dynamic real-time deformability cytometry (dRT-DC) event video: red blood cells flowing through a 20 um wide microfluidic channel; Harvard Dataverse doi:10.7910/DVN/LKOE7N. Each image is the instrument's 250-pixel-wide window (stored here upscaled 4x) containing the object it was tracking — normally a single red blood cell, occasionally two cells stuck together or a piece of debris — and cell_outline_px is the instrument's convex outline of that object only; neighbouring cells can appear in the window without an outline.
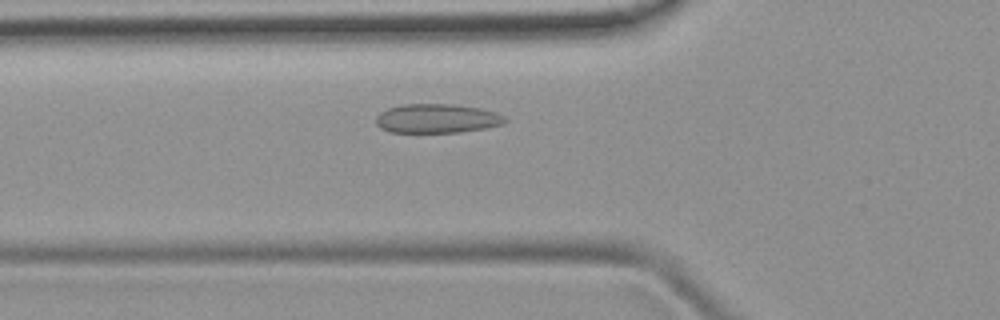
{"species": "common noctule bat (a hibernating species)", "species_latin": "Nyctalus noctula", "temperature_condition": "room temperature", "stored_images_in_passage": 34, "camera_frame_rate_fps": 3000, "um_per_image_px": 0.085, "animal": {"sex": "female", "body_mass_g": 19.9}, "frame": {"image": 1, "passage_image": 11, "time_ms": 3.333, "image_size_px": [1000, 320], "cell_outline_px": [[508, 120], [500, 124], [484, 128], [460, 132], [392, 132], [380, 128], [376, 124], [376, 116], [380, 112], [388, 108], [400, 104], [452, 104], [480, 108], [496, 112], [504, 116]], "centroid_in_image_um": [37.11, 10.06], "position_along_channel_um": 88.7, "area_um2": 21.85}}
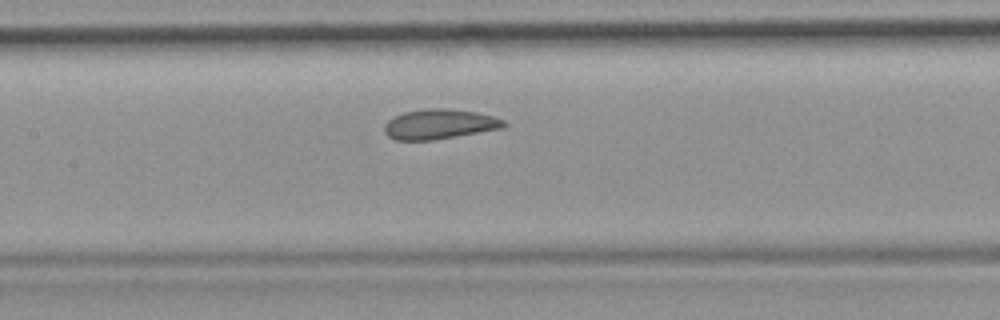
{"frame": {"image": 2, "passage_image": 17, "time_ms": 5.333, "image_size_px": [1000, 320], "cell_outline_px": [[508, 124], [504, 128], [432, 140], [396, 140], [388, 136], [384, 132], [384, 124], [388, 120], [404, 112], [428, 108], [448, 108], [476, 112], [492, 116], [504, 120]], "centroid_in_image_um": [37.36, 10.55], "position_along_channel_um": 170.0, "area_um2": 20.81}}
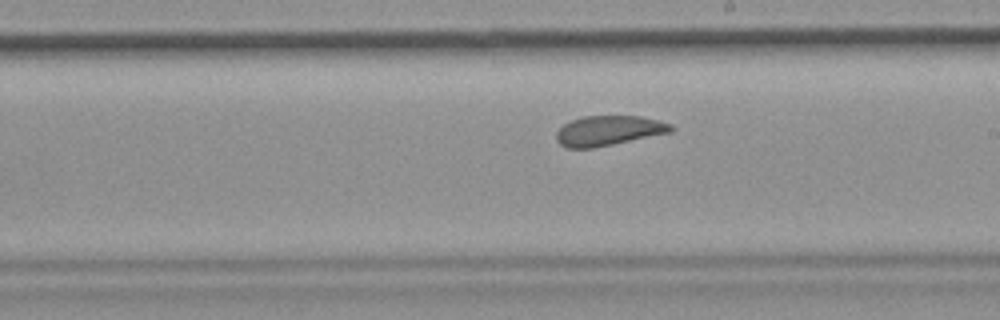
{"frame": {"image": 3, "passage_image": 22, "time_ms": 7.0, "image_size_px": [1000, 320], "cell_outline_px": [[676, 128], [672, 132], [592, 148], [568, 148], [560, 144], [556, 140], [556, 132], [564, 124], [572, 120], [584, 116], [640, 116], [672, 124]], "centroid_in_image_um": [51.74, 11.1], "position_along_channel_um": 237.3, "area_um2": 19.88}}